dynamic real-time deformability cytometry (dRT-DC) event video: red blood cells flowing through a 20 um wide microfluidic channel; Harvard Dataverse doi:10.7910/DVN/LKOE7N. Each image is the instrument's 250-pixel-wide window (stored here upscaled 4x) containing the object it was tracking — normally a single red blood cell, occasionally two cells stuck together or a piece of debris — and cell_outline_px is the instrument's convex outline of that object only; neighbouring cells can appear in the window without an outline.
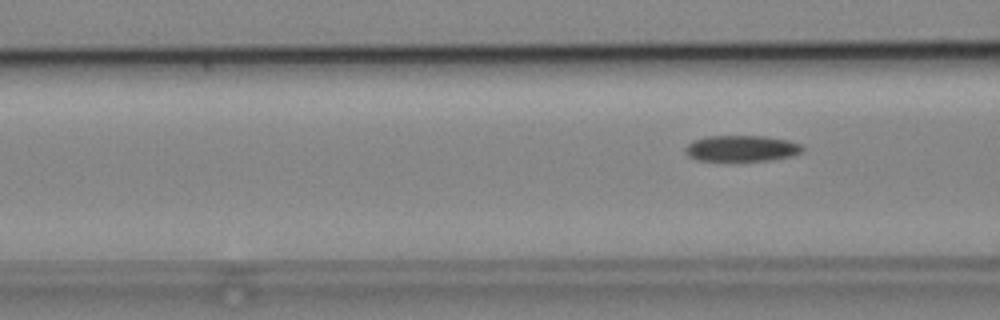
{"species": "common noctule bat (a hibernating species)", "species_latin": "Nyctalus noctula", "temperature_condition": "cold", "stored_images_in_passage": 5, "camera_frame_rate_fps": 3000, "um_per_image_px": 0.085, "animal": {"sex": "male", "body_mass_g": 19.2, "forearm_length_mm": 51.8}, "frame": {"image": 1, "passage_image": 5, "time_ms": 5.667, "image_size_px": [1000, 320], "cell_outline_px": [[804, 148], [800, 152], [792, 156], [772, 160], [696, 160], [688, 156], [684, 152], [684, 148], [692, 140], [708, 136], [764, 136], [788, 140], [800, 144]], "centroid_in_image_um": [63.0, 12.61], "position_along_channel_um": 103.6, "area_um2": 17.74}}